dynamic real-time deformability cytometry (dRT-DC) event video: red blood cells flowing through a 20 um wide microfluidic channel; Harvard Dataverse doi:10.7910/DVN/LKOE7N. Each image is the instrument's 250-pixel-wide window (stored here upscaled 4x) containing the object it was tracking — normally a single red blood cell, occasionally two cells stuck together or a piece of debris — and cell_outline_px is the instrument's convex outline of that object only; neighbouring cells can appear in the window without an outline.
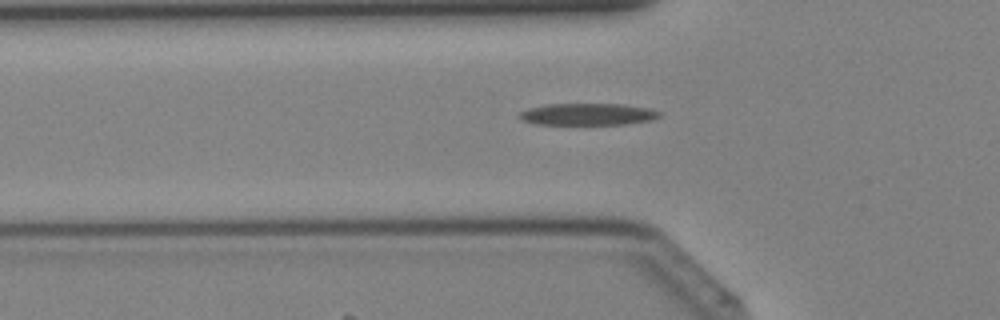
{"species": "Egyptian fruit bat (a non-hibernating species)", "species_latin": "Rousettus aegyptiacus", "temperature_condition": "cold", "stored_images_in_passage": 37, "camera_frame_rate_fps": 3000, "um_per_image_px": 0.085, "animal": {"sex": "female"}, "frame": {"image": 1, "passage_image": 10, "time_ms": 3.0, "image_size_px": [1000, 320], "cell_outline_px": [[660, 116], [652, 120], [628, 124], [532, 124], [520, 120], [520, 112], [528, 108], [548, 104], [620, 104], [648, 108], [660, 112]], "centroid_in_image_um": [49.94, 9.71], "position_along_channel_um": 75.9, "area_um2": 17.8}}
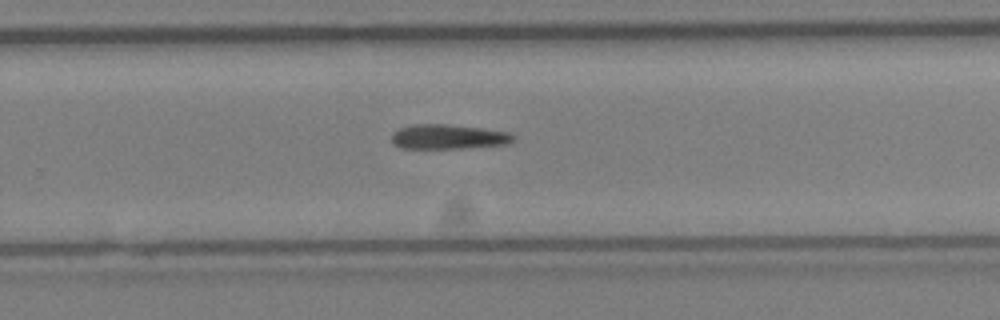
{"frame": {"image": 2, "passage_image": 23, "time_ms": 7.333, "image_size_px": [1000, 320], "cell_outline_px": [[516, 140], [512, 144], [460, 148], [400, 148], [392, 144], [392, 132], [400, 128], [412, 124], [444, 124], [480, 128], [508, 132], [516, 136]], "centroid_in_image_um": [38.12, 11.63], "position_along_channel_um": 291.7, "area_um2": 17.63}}
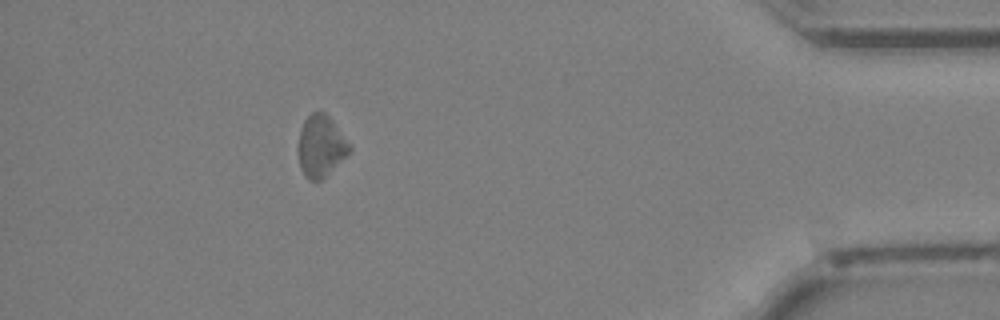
{"frame": {"image": 3, "passage_image": 33, "time_ms": 10.667, "image_size_px": [1000, 320], "cell_outline_px": [[352, 148], [320, 180], [308, 180], [304, 176], [300, 168], [296, 148], [300, 128], [304, 120], [312, 112], [324, 112], [332, 120]], "centroid_in_image_um": [27.19, 12.4], "position_along_channel_um": 408.0, "area_um2": 18.15}}